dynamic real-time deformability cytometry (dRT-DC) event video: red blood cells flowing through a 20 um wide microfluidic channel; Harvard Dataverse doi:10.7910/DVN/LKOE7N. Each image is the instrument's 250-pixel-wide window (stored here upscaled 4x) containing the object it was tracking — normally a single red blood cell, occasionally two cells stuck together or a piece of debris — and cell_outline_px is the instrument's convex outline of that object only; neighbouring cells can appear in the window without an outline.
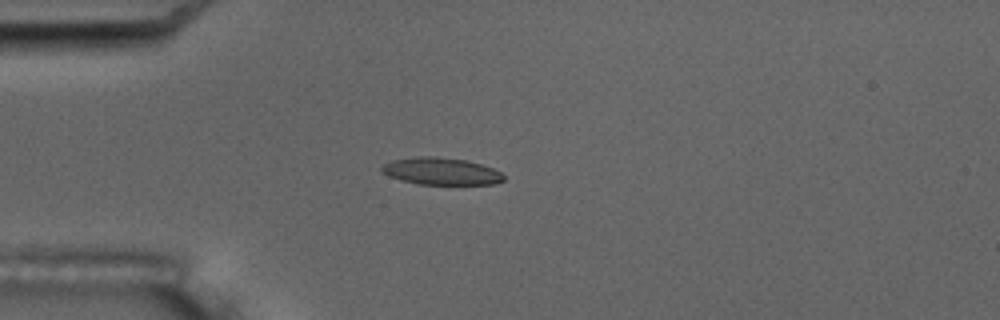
{"species": "common noctule bat (a hibernating species)", "species_latin": "Nyctalus noctula", "temperature_condition": "room temperature", "stored_images_in_passage": 2, "camera_frame_rate_fps": 3000, "um_per_image_px": 0.085, "animal": {"sex": "male", "body_mass_g": 17.5, "forearm_length_mm": 52.3}, "frame": {"image": 1, "passage_image": 2, "time_ms": 5.333, "image_size_px": [1000, 320], "cell_outline_px": [[504, 180], [492, 184], [416, 184], [388, 176], [380, 168], [384, 164], [392, 160], [420, 156], [436, 156], [468, 160], [492, 168], [500, 172], [504, 176]], "centroid_in_image_um": [37.49, 14.55], "position_along_channel_um": 47.5, "area_um2": 19.19}}